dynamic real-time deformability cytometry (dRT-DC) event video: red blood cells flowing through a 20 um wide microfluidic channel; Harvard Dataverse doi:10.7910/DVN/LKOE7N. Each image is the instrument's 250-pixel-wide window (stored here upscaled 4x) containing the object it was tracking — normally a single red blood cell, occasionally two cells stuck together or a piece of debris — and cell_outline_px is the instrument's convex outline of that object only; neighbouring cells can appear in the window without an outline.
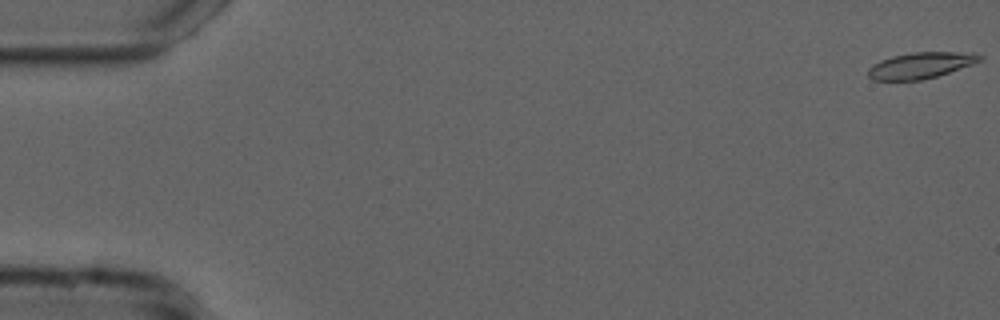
{"species": "common noctule bat (a hibernating species)", "species_latin": "Nyctalus noctula", "temperature_condition": "cold", "stored_images_in_passage": 55, "camera_frame_rate_fps": 3000, "um_per_image_px": 0.085, "animal": {"sex": "male", "forearm_length_mm": 52.5}, "frame": {"image": 1, "passage_image": 1, "time_ms": 0.0, "image_size_px": [1000, 320], "cell_outline_px": [[984, 60], [936, 76], [920, 80], [872, 80], [868, 76], [868, 68], [872, 64], [880, 60], [892, 56], [912, 52], [972, 52], [984, 56]], "centroid_in_image_um": [78.26, 5.54], "position_along_channel_um": 6.7, "area_um2": 17.05}}
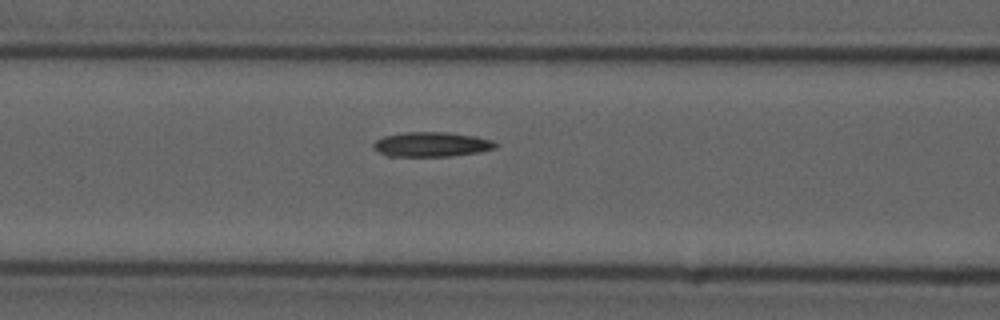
{"frame": {"image": 2, "passage_image": 23, "time_ms": 7.333, "image_size_px": [1000, 320], "cell_outline_px": [[500, 144], [496, 148], [480, 152], [452, 156], [388, 156], [376, 152], [372, 148], [372, 144], [376, 140], [384, 136], [404, 132], [448, 132], [476, 136], [492, 140]], "centroid_in_image_um": [36.69, 12.27], "position_along_channel_um": 129.9, "area_um2": 17.86}}
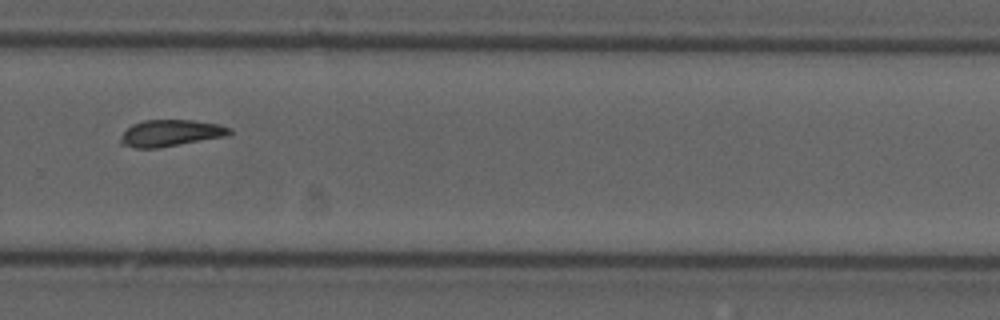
{"frame": {"image": 3, "passage_image": 38, "time_ms": 12.333, "image_size_px": [1000, 320], "cell_outline_px": [[232, 132], [228, 136], [156, 148], [136, 148], [120, 144], [120, 140], [124, 132], [132, 124], [144, 120], [192, 120], [220, 124], [228, 128]], "centroid_in_image_um": [14.51, 11.31], "position_along_channel_um": 315.3, "area_um2": 16.76}, "authors_computed_cell_mechanics": {"area_um2": 17.2822, "velocity_mm_per_s": 3.7184, "shape_relaxation_time_tau1_ms": null, "shape_relaxation_time_tau2_ms": 10.0186, "deformation_change_tau1": null, "deformation_change_tau2": 0.178}}